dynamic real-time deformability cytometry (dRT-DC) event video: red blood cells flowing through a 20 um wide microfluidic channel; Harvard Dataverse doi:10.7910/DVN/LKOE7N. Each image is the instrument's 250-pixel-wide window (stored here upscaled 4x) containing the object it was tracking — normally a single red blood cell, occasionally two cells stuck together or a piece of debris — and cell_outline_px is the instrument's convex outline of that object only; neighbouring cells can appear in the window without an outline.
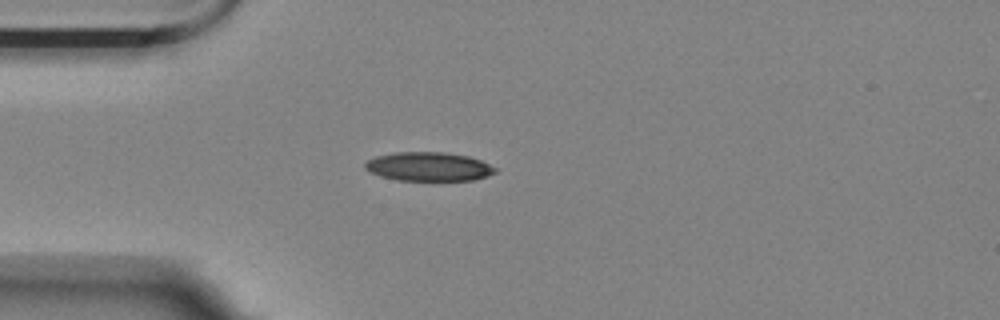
{"species": "Egyptian fruit bat (a non-hibernating species)", "species_latin": "Rousettus aegyptiacus", "temperature_condition": "room temperature", "stored_images_in_passage": 1, "camera_frame_rate_fps": 3000, "um_per_image_px": 0.085, "animal": {"sex": "female"}, "frame": {"image": 1, "passage_image": 1, "time_ms": 0.0, "image_size_px": [1000, 320], "cell_outline_px": [[496, 172], [472, 180], [396, 180], [380, 176], [368, 172], [364, 168], [364, 164], [368, 160], [376, 156], [396, 152], [444, 152], [468, 156], [480, 160], [496, 168]], "centroid_in_image_um": [36.38, 14.16], "position_along_channel_um": 48.6, "area_um2": 21.79}}